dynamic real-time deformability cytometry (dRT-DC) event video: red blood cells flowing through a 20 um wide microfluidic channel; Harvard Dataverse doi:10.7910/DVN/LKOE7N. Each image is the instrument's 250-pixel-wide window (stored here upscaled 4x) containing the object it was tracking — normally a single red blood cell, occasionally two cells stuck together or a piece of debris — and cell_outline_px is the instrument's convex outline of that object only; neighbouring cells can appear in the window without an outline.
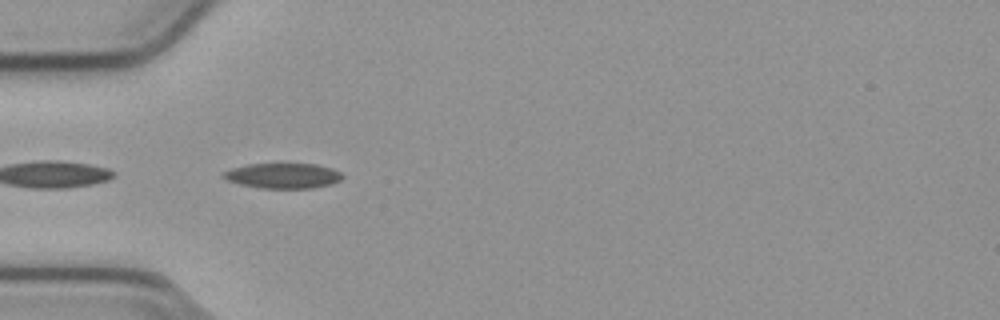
{"species": "common noctule bat (a hibernating species)", "species_latin": "Nyctalus noctula", "temperature_condition": "cold", "stored_images_in_passage": 3, "camera_frame_rate_fps": 3000, "um_per_image_px": 0.085, "animal": {"sex": "male", "body_mass_g": 23.1, "forearm_length_mm": 52.7}, "frame": {"image": 1, "passage_image": 1, "time_ms": 0.0, "image_size_px": [1000, 320], "cell_outline_px": [[344, 176], [340, 180], [332, 184], [312, 188], [260, 188], [240, 184], [228, 180], [220, 176], [220, 172], [232, 168], [248, 164], [316, 164], [332, 168], [340, 172]], "centroid_in_image_um": [24.04, 14.93], "position_along_channel_um": 61.0, "area_um2": 17.57}}